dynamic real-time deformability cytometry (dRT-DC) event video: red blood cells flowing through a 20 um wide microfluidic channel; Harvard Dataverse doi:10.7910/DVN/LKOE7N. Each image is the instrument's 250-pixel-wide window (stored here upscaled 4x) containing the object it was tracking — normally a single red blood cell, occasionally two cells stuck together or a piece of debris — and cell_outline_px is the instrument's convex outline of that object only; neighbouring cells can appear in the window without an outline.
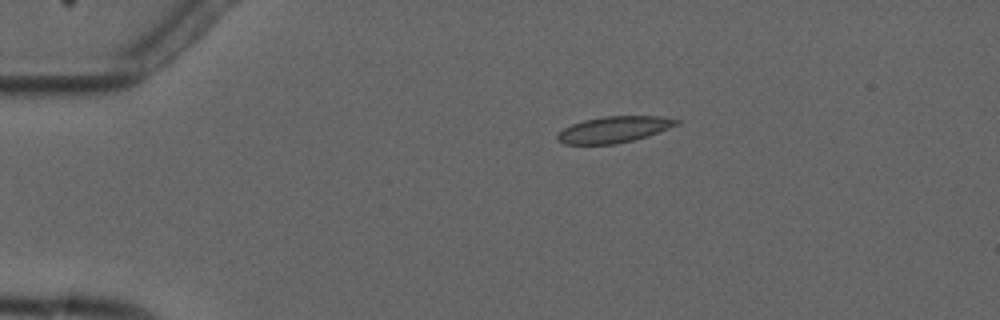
{"species": "common noctule bat (a hibernating species)", "species_latin": "Nyctalus noctula", "temperature_condition": "cold", "stored_images_in_passage": 8, "camera_frame_rate_fps": 3000, "um_per_image_px": 0.085, "animal": {"sex": "male", "forearm_length_mm": 52.5}, "frame": {"image": 1, "passage_image": 4, "time_ms": 3.667, "image_size_px": [1000, 320], "cell_outline_px": [[680, 124], [632, 140], [616, 144], [564, 144], [556, 140], [556, 136], [564, 128], [572, 124], [584, 120], [604, 116], [660, 116], [680, 120]], "centroid_in_image_um": [52.15, 11.0], "position_along_channel_um": 32.8, "area_um2": 17.98}}
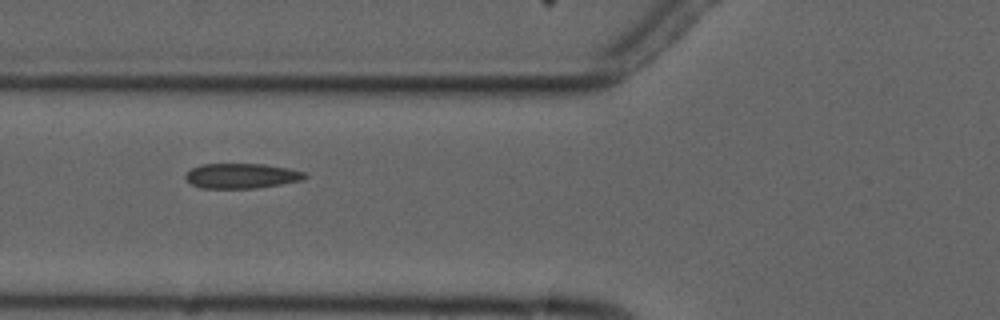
{"frame": {"image": 2, "passage_image": 7, "time_ms": 7.0, "image_size_px": [1000, 320], "cell_outline_px": [[308, 176], [304, 180], [256, 188], [200, 188], [192, 184], [184, 176], [192, 168], [200, 164], [264, 164], [288, 168], [304, 172]], "centroid_in_image_um": [20.55, 14.94], "position_along_channel_um": 105.3, "area_um2": 17.34}}
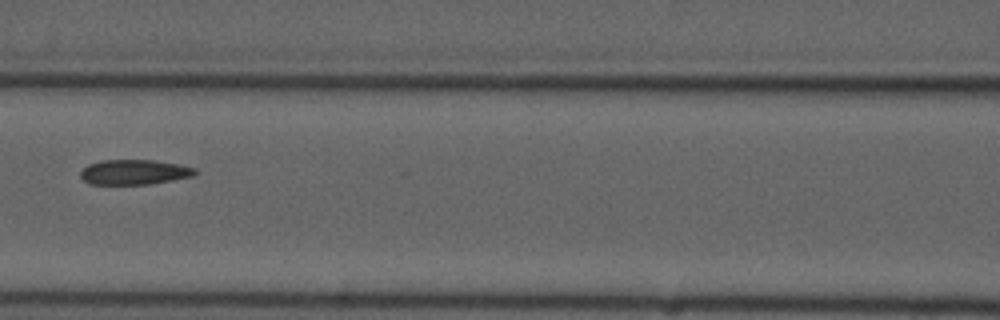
{"frame": {"image": 3, "passage_image": 8, "time_ms": 8.333, "image_size_px": [1000, 320], "cell_outline_px": [[196, 172], [192, 176], [172, 180], [148, 184], [88, 184], [80, 176], [80, 172], [88, 164], [100, 160], [152, 160], [180, 164], [196, 168]], "centroid_in_image_um": [11.39, 14.62], "position_along_channel_um": 155.2, "area_um2": 16.65}}